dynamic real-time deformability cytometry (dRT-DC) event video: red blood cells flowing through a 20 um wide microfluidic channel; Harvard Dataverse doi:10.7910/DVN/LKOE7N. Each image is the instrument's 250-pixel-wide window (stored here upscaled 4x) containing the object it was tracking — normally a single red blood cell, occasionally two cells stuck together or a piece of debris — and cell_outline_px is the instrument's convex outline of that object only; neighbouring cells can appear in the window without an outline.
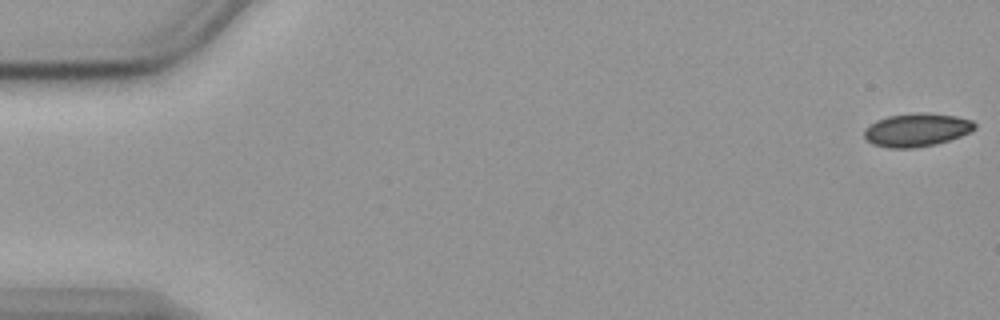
{"species": "common noctule bat (a hibernating species)", "species_latin": "Nyctalus noctula", "temperature_condition": "cold", "stored_images_in_passage": 56, "camera_frame_rate_fps": 3000, "um_per_image_px": 0.085, "animal": {"sex": "female", "body_mass_g": 19.9}, "frame": {"image": 1, "passage_image": 1, "time_ms": 0.0, "image_size_px": [1000, 320], "cell_outline_px": [[976, 128], [972, 132], [936, 144], [916, 148], [888, 148], [872, 144], [864, 136], [864, 128], [876, 120], [888, 116], [912, 112], [928, 112], [956, 116], [972, 120], [976, 124]], "centroid_in_image_um": [77.92, 11.03], "position_along_channel_um": 7.1, "area_um2": 21.73}}
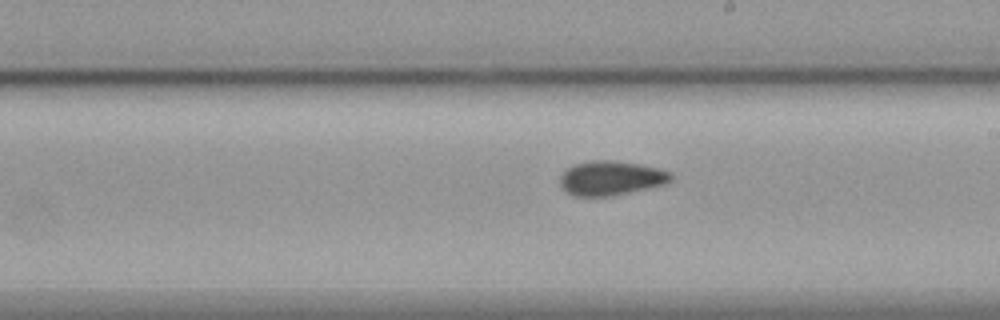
{"frame": {"image": 2, "passage_image": 32, "time_ms": 10.333, "image_size_px": [1000, 320], "cell_outline_px": [[672, 180], [664, 184], [612, 196], [572, 196], [560, 188], [560, 176], [568, 168], [576, 164], [588, 160], [612, 160], [640, 164], [660, 168], [672, 172]], "centroid_in_image_um": [51.92, 15.14], "position_along_channel_um": 237.1, "area_um2": 22.37}}
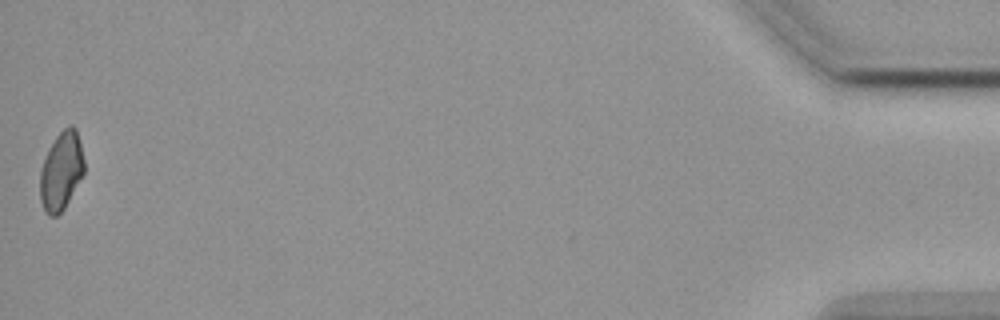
{"frame": {"image": 3, "passage_image": 56, "time_ms": 18.333, "image_size_px": [1000, 320], "cell_outline_px": [[84, 172], [64, 208], [56, 216], [48, 216], [40, 200], [40, 172], [48, 148], [56, 136], [68, 124], [72, 124], [76, 128], [84, 160]], "centroid_in_image_um": [5.2, 14.51], "position_along_channel_um": 430.0, "area_um2": 19.94}, "authors_computed_cell_mechanics": {"area_um2": 22.0218, "velocity_mm_per_s": 3.5897, "shape_relaxation_time_tau1_ms": 11.2783, "shape_relaxation_time_tau2_ms": 8.3426, "deformation_change_tau1": 0.111, "deformation_change_tau2": 0.0885}}